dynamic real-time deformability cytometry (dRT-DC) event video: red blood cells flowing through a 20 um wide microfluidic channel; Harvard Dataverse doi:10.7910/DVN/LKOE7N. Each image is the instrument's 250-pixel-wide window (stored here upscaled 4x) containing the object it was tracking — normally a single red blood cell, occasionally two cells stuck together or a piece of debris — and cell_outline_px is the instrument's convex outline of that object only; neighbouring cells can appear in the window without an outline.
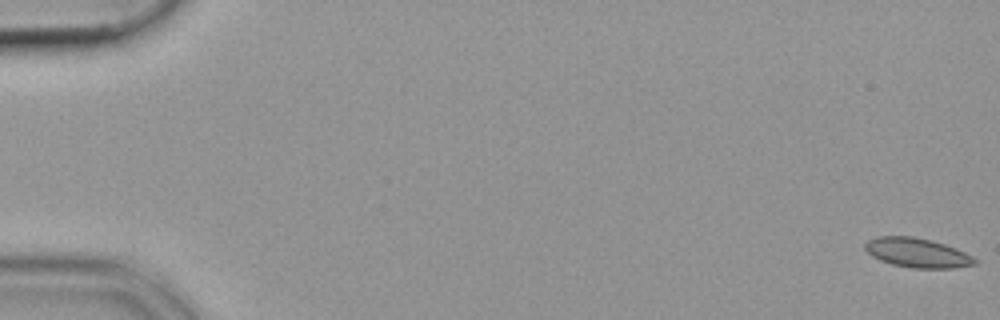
{"species": "common noctule bat (a hibernating species)", "species_latin": "Nyctalus noctula", "temperature_condition": "cold", "stored_images_in_passage": 32, "camera_frame_rate_fps": 3000, "um_per_image_px": 0.085, "animal": {"sex": "female", "body_mass_g": 19.9}, "frame": {"image": 1, "passage_image": 1, "time_ms": 0.0, "image_size_px": [1000, 320], "cell_outline_px": [[980, 260], [976, 264], [956, 268], [912, 268], [892, 264], [880, 260], [872, 256], [864, 248], [864, 244], [868, 240], [876, 236], [912, 236], [932, 240], [956, 248]], "centroid_in_image_um": [77.98, 21.48], "position_along_channel_um": 7.0, "area_um2": 18.96}}
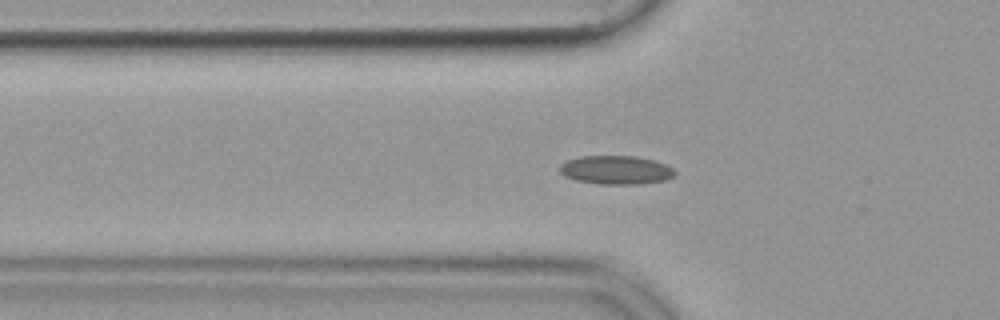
{"frame": {"image": 2, "passage_image": 19, "time_ms": 6.0, "image_size_px": [1000, 320], "cell_outline_px": [[676, 176], [664, 180], [640, 184], [596, 184], [576, 180], [564, 176], [560, 172], [560, 164], [568, 160], [580, 156], [636, 156], [652, 160], [664, 164], [672, 168], [676, 172]], "centroid_in_image_um": [52.35, 14.45], "position_along_channel_um": 73.5, "area_um2": 19.25}}
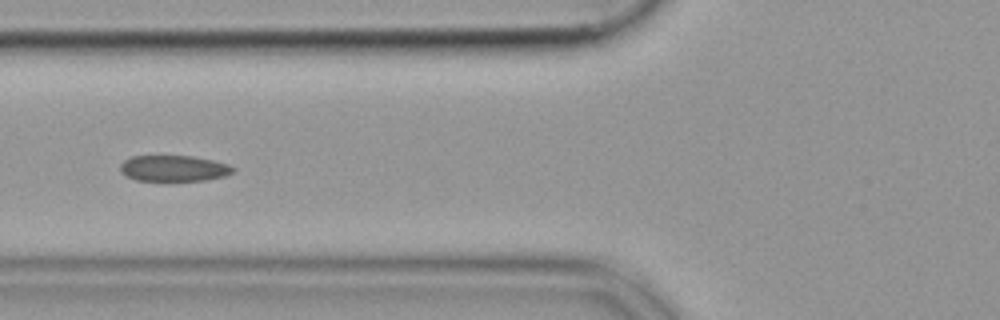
{"frame": {"image": 3, "passage_image": 22, "time_ms": 7.0, "image_size_px": [1000, 320], "cell_outline_px": [[236, 168], [232, 172], [224, 176], [204, 180], [136, 180], [124, 176], [120, 172], [120, 164], [124, 160], [132, 156], [192, 156], [212, 160], [228, 164]], "centroid_in_image_um": [14.73, 14.3], "position_along_channel_um": 111.1, "area_um2": 16.99}}